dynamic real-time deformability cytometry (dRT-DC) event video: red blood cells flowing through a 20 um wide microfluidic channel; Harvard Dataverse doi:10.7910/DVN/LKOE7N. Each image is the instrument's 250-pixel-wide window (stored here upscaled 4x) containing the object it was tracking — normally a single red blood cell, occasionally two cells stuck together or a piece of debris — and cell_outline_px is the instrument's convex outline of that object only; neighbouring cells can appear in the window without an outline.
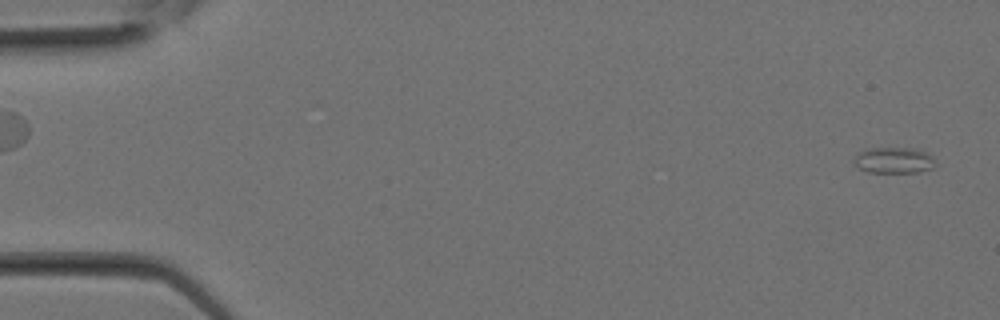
{"species": "Egyptian fruit bat (a non-hibernating species)", "species_latin": "Rousettus aegyptiacus", "temperature_condition": "room temperature", "stored_images_in_passage": 29, "camera_frame_rate_fps": 3000, "um_per_image_px": 0.085, "animal": {"sex": "female"}, "frame": {"image": 1, "passage_image": 1, "time_ms": 0.0, "image_size_px": [1000, 320], "cell_outline_px": [[936, 164], [932, 168], [920, 172], [868, 172], [856, 168], [852, 160], [860, 152], [868, 148], [916, 148], [928, 152], [932, 156]], "centroid_in_image_um": [75.98, 13.62], "position_along_channel_um": 9.0, "area_um2": 12.54}}